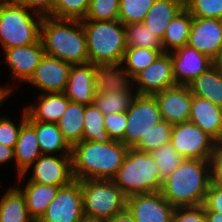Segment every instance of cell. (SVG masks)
I'll return each instance as SVG.
<instances>
[{
  "instance_id": "38",
  "label": "cell",
  "mask_w": 222,
  "mask_h": 222,
  "mask_svg": "<svg viewBox=\"0 0 222 222\" xmlns=\"http://www.w3.org/2000/svg\"><path fill=\"white\" fill-rule=\"evenodd\" d=\"M89 4L90 0H56L50 17L83 20Z\"/></svg>"
},
{
  "instance_id": "3",
  "label": "cell",
  "mask_w": 222,
  "mask_h": 222,
  "mask_svg": "<svg viewBox=\"0 0 222 222\" xmlns=\"http://www.w3.org/2000/svg\"><path fill=\"white\" fill-rule=\"evenodd\" d=\"M40 40L46 55L72 65L89 62L87 39L81 20L45 16L41 22Z\"/></svg>"
},
{
  "instance_id": "30",
  "label": "cell",
  "mask_w": 222,
  "mask_h": 222,
  "mask_svg": "<svg viewBox=\"0 0 222 222\" xmlns=\"http://www.w3.org/2000/svg\"><path fill=\"white\" fill-rule=\"evenodd\" d=\"M192 19L191 14L184 8L171 21L161 40L164 52H171V50L174 51L177 48L187 45Z\"/></svg>"
},
{
  "instance_id": "34",
  "label": "cell",
  "mask_w": 222,
  "mask_h": 222,
  "mask_svg": "<svg viewBox=\"0 0 222 222\" xmlns=\"http://www.w3.org/2000/svg\"><path fill=\"white\" fill-rule=\"evenodd\" d=\"M161 54V51L155 49L127 47L121 63L129 74L135 77L139 72L151 65Z\"/></svg>"
},
{
  "instance_id": "28",
  "label": "cell",
  "mask_w": 222,
  "mask_h": 222,
  "mask_svg": "<svg viewBox=\"0 0 222 222\" xmlns=\"http://www.w3.org/2000/svg\"><path fill=\"white\" fill-rule=\"evenodd\" d=\"M0 222H34L19 187H10L0 198Z\"/></svg>"
},
{
  "instance_id": "26",
  "label": "cell",
  "mask_w": 222,
  "mask_h": 222,
  "mask_svg": "<svg viewBox=\"0 0 222 222\" xmlns=\"http://www.w3.org/2000/svg\"><path fill=\"white\" fill-rule=\"evenodd\" d=\"M59 188L60 186L44 185L29 180L24 188H20L25 196L28 212L34 221L42 217Z\"/></svg>"
},
{
  "instance_id": "43",
  "label": "cell",
  "mask_w": 222,
  "mask_h": 222,
  "mask_svg": "<svg viewBox=\"0 0 222 222\" xmlns=\"http://www.w3.org/2000/svg\"><path fill=\"white\" fill-rule=\"evenodd\" d=\"M172 222H206L204 205L175 207Z\"/></svg>"
},
{
  "instance_id": "37",
  "label": "cell",
  "mask_w": 222,
  "mask_h": 222,
  "mask_svg": "<svg viewBox=\"0 0 222 222\" xmlns=\"http://www.w3.org/2000/svg\"><path fill=\"white\" fill-rule=\"evenodd\" d=\"M173 125L165 120L156 124L152 130L140 139L139 143L134 147L137 150L144 152H152L155 149L167 144L171 140V131Z\"/></svg>"
},
{
  "instance_id": "40",
  "label": "cell",
  "mask_w": 222,
  "mask_h": 222,
  "mask_svg": "<svg viewBox=\"0 0 222 222\" xmlns=\"http://www.w3.org/2000/svg\"><path fill=\"white\" fill-rule=\"evenodd\" d=\"M192 17L222 19V0H184Z\"/></svg>"
},
{
  "instance_id": "52",
  "label": "cell",
  "mask_w": 222,
  "mask_h": 222,
  "mask_svg": "<svg viewBox=\"0 0 222 222\" xmlns=\"http://www.w3.org/2000/svg\"><path fill=\"white\" fill-rule=\"evenodd\" d=\"M80 222H105V220L92 219L88 217H84Z\"/></svg>"
},
{
  "instance_id": "29",
  "label": "cell",
  "mask_w": 222,
  "mask_h": 222,
  "mask_svg": "<svg viewBox=\"0 0 222 222\" xmlns=\"http://www.w3.org/2000/svg\"><path fill=\"white\" fill-rule=\"evenodd\" d=\"M85 105L69 102L66 111L56 123L66 142L73 147L82 142Z\"/></svg>"
},
{
  "instance_id": "46",
  "label": "cell",
  "mask_w": 222,
  "mask_h": 222,
  "mask_svg": "<svg viewBox=\"0 0 222 222\" xmlns=\"http://www.w3.org/2000/svg\"><path fill=\"white\" fill-rule=\"evenodd\" d=\"M20 5L25 6L31 12H36L43 17L50 16L53 12L56 0H16Z\"/></svg>"
},
{
  "instance_id": "6",
  "label": "cell",
  "mask_w": 222,
  "mask_h": 222,
  "mask_svg": "<svg viewBox=\"0 0 222 222\" xmlns=\"http://www.w3.org/2000/svg\"><path fill=\"white\" fill-rule=\"evenodd\" d=\"M30 11L16 0L0 1V42L3 51L31 45L40 39L43 16ZM34 15L37 19H34Z\"/></svg>"
},
{
  "instance_id": "21",
  "label": "cell",
  "mask_w": 222,
  "mask_h": 222,
  "mask_svg": "<svg viewBox=\"0 0 222 222\" xmlns=\"http://www.w3.org/2000/svg\"><path fill=\"white\" fill-rule=\"evenodd\" d=\"M93 79L96 91H133L134 77L122 63L94 64Z\"/></svg>"
},
{
  "instance_id": "33",
  "label": "cell",
  "mask_w": 222,
  "mask_h": 222,
  "mask_svg": "<svg viewBox=\"0 0 222 222\" xmlns=\"http://www.w3.org/2000/svg\"><path fill=\"white\" fill-rule=\"evenodd\" d=\"M127 47L150 48L165 53L161 39L146 28L143 22L125 25Z\"/></svg>"
},
{
  "instance_id": "2",
  "label": "cell",
  "mask_w": 222,
  "mask_h": 222,
  "mask_svg": "<svg viewBox=\"0 0 222 222\" xmlns=\"http://www.w3.org/2000/svg\"><path fill=\"white\" fill-rule=\"evenodd\" d=\"M211 183L210 161L184 159L166 179L161 195L174 207L204 204Z\"/></svg>"
},
{
  "instance_id": "14",
  "label": "cell",
  "mask_w": 222,
  "mask_h": 222,
  "mask_svg": "<svg viewBox=\"0 0 222 222\" xmlns=\"http://www.w3.org/2000/svg\"><path fill=\"white\" fill-rule=\"evenodd\" d=\"M176 85H188L213 66V60L188 45L169 52Z\"/></svg>"
},
{
  "instance_id": "25",
  "label": "cell",
  "mask_w": 222,
  "mask_h": 222,
  "mask_svg": "<svg viewBox=\"0 0 222 222\" xmlns=\"http://www.w3.org/2000/svg\"><path fill=\"white\" fill-rule=\"evenodd\" d=\"M38 99L39 103L37 107L32 104L25 109L27 114L33 120L46 123H57L66 111L67 105L70 102L64 92L43 93Z\"/></svg>"
},
{
  "instance_id": "12",
  "label": "cell",
  "mask_w": 222,
  "mask_h": 222,
  "mask_svg": "<svg viewBox=\"0 0 222 222\" xmlns=\"http://www.w3.org/2000/svg\"><path fill=\"white\" fill-rule=\"evenodd\" d=\"M126 208L136 222H172L175 210L160 191L127 197Z\"/></svg>"
},
{
  "instance_id": "7",
  "label": "cell",
  "mask_w": 222,
  "mask_h": 222,
  "mask_svg": "<svg viewBox=\"0 0 222 222\" xmlns=\"http://www.w3.org/2000/svg\"><path fill=\"white\" fill-rule=\"evenodd\" d=\"M84 217L107 220L126 208L127 197L107 179L80 181Z\"/></svg>"
},
{
  "instance_id": "15",
  "label": "cell",
  "mask_w": 222,
  "mask_h": 222,
  "mask_svg": "<svg viewBox=\"0 0 222 222\" xmlns=\"http://www.w3.org/2000/svg\"><path fill=\"white\" fill-rule=\"evenodd\" d=\"M71 65L45 54L28 83L44 93H62L67 86Z\"/></svg>"
},
{
  "instance_id": "42",
  "label": "cell",
  "mask_w": 222,
  "mask_h": 222,
  "mask_svg": "<svg viewBox=\"0 0 222 222\" xmlns=\"http://www.w3.org/2000/svg\"><path fill=\"white\" fill-rule=\"evenodd\" d=\"M126 125V112L113 113L104 116V126L112 140L121 141L124 138Z\"/></svg>"
},
{
  "instance_id": "36",
  "label": "cell",
  "mask_w": 222,
  "mask_h": 222,
  "mask_svg": "<svg viewBox=\"0 0 222 222\" xmlns=\"http://www.w3.org/2000/svg\"><path fill=\"white\" fill-rule=\"evenodd\" d=\"M155 0H119V21L125 26L143 22Z\"/></svg>"
},
{
  "instance_id": "5",
  "label": "cell",
  "mask_w": 222,
  "mask_h": 222,
  "mask_svg": "<svg viewBox=\"0 0 222 222\" xmlns=\"http://www.w3.org/2000/svg\"><path fill=\"white\" fill-rule=\"evenodd\" d=\"M81 22L87 39L89 62L121 63L127 49L125 26L119 20Z\"/></svg>"
},
{
  "instance_id": "10",
  "label": "cell",
  "mask_w": 222,
  "mask_h": 222,
  "mask_svg": "<svg viewBox=\"0 0 222 222\" xmlns=\"http://www.w3.org/2000/svg\"><path fill=\"white\" fill-rule=\"evenodd\" d=\"M84 218L80 180L62 186L38 222H80Z\"/></svg>"
},
{
  "instance_id": "17",
  "label": "cell",
  "mask_w": 222,
  "mask_h": 222,
  "mask_svg": "<svg viewBox=\"0 0 222 222\" xmlns=\"http://www.w3.org/2000/svg\"><path fill=\"white\" fill-rule=\"evenodd\" d=\"M187 45L213 60L222 49V19L193 17Z\"/></svg>"
},
{
  "instance_id": "22",
  "label": "cell",
  "mask_w": 222,
  "mask_h": 222,
  "mask_svg": "<svg viewBox=\"0 0 222 222\" xmlns=\"http://www.w3.org/2000/svg\"><path fill=\"white\" fill-rule=\"evenodd\" d=\"M41 155L35 129L26 121L21 127L17 143L14 147V160L19 182H21L20 180L30 170V166Z\"/></svg>"
},
{
  "instance_id": "31",
  "label": "cell",
  "mask_w": 222,
  "mask_h": 222,
  "mask_svg": "<svg viewBox=\"0 0 222 222\" xmlns=\"http://www.w3.org/2000/svg\"><path fill=\"white\" fill-rule=\"evenodd\" d=\"M104 114L95 104L85 106L82 141L105 143L112 141L104 126Z\"/></svg>"
},
{
  "instance_id": "18",
  "label": "cell",
  "mask_w": 222,
  "mask_h": 222,
  "mask_svg": "<svg viewBox=\"0 0 222 222\" xmlns=\"http://www.w3.org/2000/svg\"><path fill=\"white\" fill-rule=\"evenodd\" d=\"M4 54L14 79L28 82L45 55V51L39 39L31 45L5 49Z\"/></svg>"
},
{
  "instance_id": "4",
  "label": "cell",
  "mask_w": 222,
  "mask_h": 222,
  "mask_svg": "<svg viewBox=\"0 0 222 222\" xmlns=\"http://www.w3.org/2000/svg\"><path fill=\"white\" fill-rule=\"evenodd\" d=\"M112 181L126 197L158 192L162 186L158 166L151 153L129 148Z\"/></svg>"
},
{
  "instance_id": "49",
  "label": "cell",
  "mask_w": 222,
  "mask_h": 222,
  "mask_svg": "<svg viewBox=\"0 0 222 222\" xmlns=\"http://www.w3.org/2000/svg\"><path fill=\"white\" fill-rule=\"evenodd\" d=\"M206 222H222V213L209 211L205 206Z\"/></svg>"
},
{
  "instance_id": "11",
  "label": "cell",
  "mask_w": 222,
  "mask_h": 222,
  "mask_svg": "<svg viewBox=\"0 0 222 222\" xmlns=\"http://www.w3.org/2000/svg\"><path fill=\"white\" fill-rule=\"evenodd\" d=\"M137 95H151L176 86L169 52L162 53L151 65L134 77Z\"/></svg>"
},
{
  "instance_id": "51",
  "label": "cell",
  "mask_w": 222,
  "mask_h": 222,
  "mask_svg": "<svg viewBox=\"0 0 222 222\" xmlns=\"http://www.w3.org/2000/svg\"><path fill=\"white\" fill-rule=\"evenodd\" d=\"M12 88L10 87H0V105L5 101L4 99L9 96V94L12 92Z\"/></svg>"
},
{
  "instance_id": "50",
  "label": "cell",
  "mask_w": 222,
  "mask_h": 222,
  "mask_svg": "<svg viewBox=\"0 0 222 222\" xmlns=\"http://www.w3.org/2000/svg\"><path fill=\"white\" fill-rule=\"evenodd\" d=\"M213 66L222 75V49L219 54L213 59Z\"/></svg>"
},
{
  "instance_id": "27",
  "label": "cell",
  "mask_w": 222,
  "mask_h": 222,
  "mask_svg": "<svg viewBox=\"0 0 222 222\" xmlns=\"http://www.w3.org/2000/svg\"><path fill=\"white\" fill-rule=\"evenodd\" d=\"M193 96L222 107V75L214 66L188 84Z\"/></svg>"
},
{
  "instance_id": "23",
  "label": "cell",
  "mask_w": 222,
  "mask_h": 222,
  "mask_svg": "<svg viewBox=\"0 0 222 222\" xmlns=\"http://www.w3.org/2000/svg\"><path fill=\"white\" fill-rule=\"evenodd\" d=\"M184 8V0H155L143 23L162 40L168 25Z\"/></svg>"
},
{
  "instance_id": "13",
  "label": "cell",
  "mask_w": 222,
  "mask_h": 222,
  "mask_svg": "<svg viewBox=\"0 0 222 222\" xmlns=\"http://www.w3.org/2000/svg\"><path fill=\"white\" fill-rule=\"evenodd\" d=\"M31 182L44 185L65 186L74 180L72 172V155H41L31 166Z\"/></svg>"
},
{
  "instance_id": "44",
  "label": "cell",
  "mask_w": 222,
  "mask_h": 222,
  "mask_svg": "<svg viewBox=\"0 0 222 222\" xmlns=\"http://www.w3.org/2000/svg\"><path fill=\"white\" fill-rule=\"evenodd\" d=\"M209 161L211 182L222 185V141H217L215 143Z\"/></svg>"
},
{
  "instance_id": "19",
  "label": "cell",
  "mask_w": 222,
  "mask_h": 222,
  "mask_svg": "<svg viewBox=\"0 0 222 222\" xmlns=\"http://www.w3.org/2000/svg\"><path fill=\"white\" fill-rule=\"evenodd\" d=\"M93 72L94 64L91 62L71 65L69 79L64 91L71 102L85 106L94 104L96 87L94 85Z\"/></svg>"
},
{
  "instance_id": "1",
  "label": "cell",
  "mask_w": 222,
  "mask_h": 222,
  "mask_svg": "<svg viewBox=\"0 0 222 222\" xmlns=\"http://www.w3.org/2000/svg\"><path fill=\"white\" fill-rule=\"evenodd\" d=\"M128 147L121 141H82L72 147V172L76 180H112L121 167Z\"/></svg>"
},
{
  "instance_id": "48",
  "label": "cell",
  "mask_w": 222,
  "mask_h": 222,
  "mask_svg": "<svg viewBox=\"0 0 222 222\" xmlns=\"http://www.w3.org/2000/svg\"><path fill=\"white\" fill-rule=\"evenodd\" d=\"M14 158V148L8 147L0 143V164H4Z\"/></svg>"
},
{
  "instance_id": "45",
  "label": "cell",
  "mask_w": 222,
  "mask_h": 222,
  "mask_svg": "<svg viewBox=\"0 0 222 222\" xmlns=\"http://www.w3.org/2000/svg\"><path fill=\"white\" fill-rule=\"evenodd\" d=\"M203 205L209 211L222 213V185L210 183Z\"/></svg>"
},
{
  "instance_id": "20",
  "label": "cell",
  "mask_w": 222,
  "mask_h": 222,
  "mask_svg": "<svg viewBox=\"0 0 222 222\" xmlns=\"http://www.w3.org/2000/svg\"><path fill=\"white\" fill-rule=\"evenodd\" d=\"M189 122L197 125L216 142L222 141V107L193 96Z\"/></svg>"
},
{
  "instance_id": "16",
  "label": "cell",
  "mask_w": 222,
  "mask_h": 222,
  "mask_svg": "<svg viewBox=\"0 0 222 222\" xmlns=\"http://www.w3.org/2000/svg\"><path fill=\"white\" fill-rule=\"evenodd\" d=\"M162 119L171 125L188 122L193 95L188 85H176L153 95Z\"/></svg>"
},
{
  "instance_id": "35",
  "label": "cell",
  "mask_w": 222,
  "mask_h": 222,
  "mask_svg": "<svg viewBox=\"0 0 222 222\" xmlns=\"http://www.w3.org/2000/svg\"><path fill=\"white\" fill-rule=\"evenodd\" d=\"M150 153L158 166L159 176L162 181L184 161V158L178 154L170 142Z\"/></svg>"
},
{
  "instance_id": "41",
  "label": "cell",
  "mask_w": 222,
  "mask_h": 222,
  "mask_svg": "<svg viewBox=\"0 0 222 222\" xmlns=\"http://www.w3.org/2000/svg\"><path fill=\"white\" fill-rule=\"evenodd\" d=\"M21 124L13 123L8 117H0V143L8 147L14 148L22 125L27 121V111L24 108Z\"/></svg>"
},
{
  "instance_id": "8",
  "label": "cell",
  "mask_w": 222,
  "mask_h": 222,
  "mask_svg": "<svg viewBox=\"0 0 222 222\" xmlns=\"http://www.w3.org/2000/svg\"><path fill=\"white\" fill-rule=\"evenodd\" d=\"M126 115V131L121 142L128 148H134L143 135L163 121L158 102L151 95H136L126 111Z\"/></svg>"
},
{
  "instance_id": "32",
  "label": "cell",
  "mask_w": 222,
  "mask_h": 222,
  "mask_svg": "<svg viewBox=\"0 0 222 222\" xmlns=\"http://www.w3.org/2000/svg\"><path fill=\"white\" fill-rule=\"evenodd\" d=\"M136 95L133 91H96L94 104L104 115L126 112Z\"/></svg>"
},
{
  "instance_id": "47",
  "label": "cell",
  "mask_w": 222,
  "mask_h": 222,
  "mask_svg": "<svg viewBox=\"0 0 222 222\" xmlns=\"http://www.w3.org/2000/svg\"><path fill=\"white\" fill-rule=\"evenodd\" d=\"M105 222H136L131 213L125 208L123 211L115 214L113 217L105 220Z\"/></svg>"
},
{
  "instance_id": "9",
  "label": "cell",
  "mask_w": 222,
  "mask_h": 222,
  "mask_svg": "<svg viewBox=\"0 0 222 222\" xmlns=\"http://www.w3.org/2000/svg\"><path fill=\"white\" fill-rule=\"evenodd\" d=\"M170 143L184 159L210 160L216 141L188 121L173 125Z\"/></svg>"
},
{
  "instance_id": "24",
  "label": "cell",
  "mask_w": 222,
  "mask_h": 222,
  "mask_svg": "<svg viewBox=\"0 0 222 222\" xmlns=\"http://www.w3.org/2000/svg\"><path fill=\"white\" fill-rule=\"evenodd\" d=\"M27 122L35 129L42 155H54L55 152L59 155H71L72 147L66 142L56 123L36 121L28 114Z\"/></svg>"
},
{
  "instance_id": "39",
  "label": "cell",
  "mask_w": 222,
  "mask_h": 222,
  "mask_svg": "<svg viewBox=\"0 0 222 222\" xmlns=\"http://www.w3.org/2000/svg\"><path fill=\"white\" fill-rule=\"evenodd\" d=\"M119 19V0H90L83 20L115 21Z\"/></svg>"
}]
</instances>
